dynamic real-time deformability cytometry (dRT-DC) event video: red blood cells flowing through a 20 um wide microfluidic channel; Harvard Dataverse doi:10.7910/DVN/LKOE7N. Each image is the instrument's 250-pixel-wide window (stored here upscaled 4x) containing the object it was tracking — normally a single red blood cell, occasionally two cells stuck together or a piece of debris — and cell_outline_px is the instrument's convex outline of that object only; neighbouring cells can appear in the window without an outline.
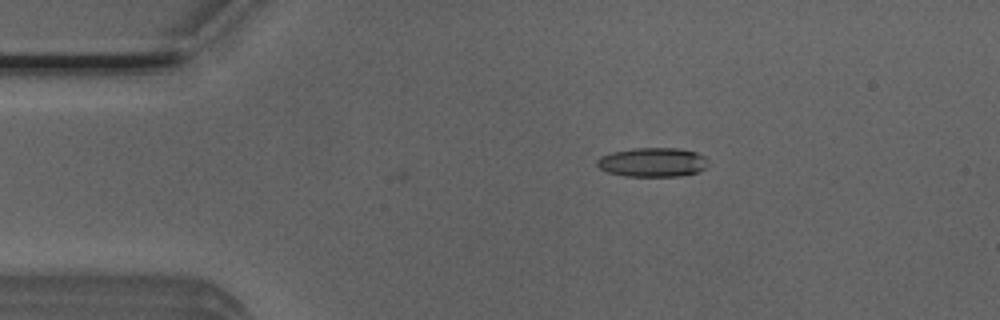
{"species": "Egyptian fruit bat (a non-hibernating species)", "species_latin": "Rousettus aegyptiacus", "temperature_condition": "room temperature", "stored_images_in_passage": 3, "camera_frame_rate_fps": 3000, "um_per_image_px": 0.085, "animal": {"sex": "male"}, "frame": {"image": 1, "passage_image": 3, "time_ms": 0.667, "image_size_px": [1000, 320], "cell_outline_px": [[708, 164], [700, 172], [680, 176], [624, 176], [608, 172], [600, 168], [596, 164], [596, 160], [600, 156], [612, 152], [632, 148], [680, 148], [696, 152], [704, 156], [708, 160]], "centroid_in_image_um": [55.48, 13.79], "position_along_channel_um": 29.5, "area_um2": 19.07}}